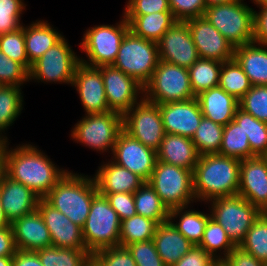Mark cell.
<instances>
[{
    "label": "cell",
    "instance_id": "cell-1",
    "mask_svg": "<svg viewBox=\"0 0 267 266\" xmlns=\"http://www.w3.org/2000/svg\"><path fill=\"white\" fill-rule=\"evenodd\" d=\"M9 144L6 141L2 145V172L40 198H44L68 171L55 165L35 145L23 143L9 149Z\"/></svg>",
    "mask_w": 267,
    "mask_h": 266
},
{
    "label": "cell",
    "instance_id": "cell-2",
    "mask_svg": "<svg viewBox=\"0 0 267 266\" xmlns=\"http://www.w3.org/2000/svg\"><path fill=\"white\" fill-rule=\"evenodd\" d=\"M241 160L219 154L199 157L193 171L196 201L238 195Z\"/></svg>",
    "mask_w": 267,
    "mask_h": 266
},
{
    "label": "cell",
    "instance_id": "cell-3",
    "mask_svg": "<svg viewBox=\"0 0 267 266\" xmlns=\"http://www.w3.org/2000/svg\"><path fill=\"white\" fill-rule=\"evenodd\" d=\"M97 193L94 177L68 170L44 199L82 228Z\"/></svg>",
    "mask_w": 267,
    "mask_h": 266
},
{
    "label": "cell",
    "instance_id": "cell-4",
    "mask_svg": "<svg viewBox=\"0 0 267 266\" xmlns=\"http://www.w3.org/2000/svg\"><path fill=\"white\" fill-rule=\"evenodd\" d=\"M204 17L234 48L253 42L254 9L244 0L208 6Z\"/></svg>",
    "mask_w": 267,
    "mask_h": 266
},
{
    "label": "cell",
    "instance_id": "cell-5",
    "mask_svg": "<svg viewBox=\"0 0 267 266\" xmlns=\"http://www.w3.org/2000/svg\"><path fill=\"white\" fill-rule=\"evenodd\" d=\"M121 221L106 196L99 192L93 197L90 212L82 227L86 249L93 254L102 249L119 246Z\"/></svg>",
    "mask_w": 267,
    "mask_h": 266
},
{
    "label": "cell",
    "instance_id": "cell-6",
    "mask_svg": "<svg viewBox=\"0 0 267 266\" xmlns=\"http://www.w3.org/2000/svg\"><path fill=\"white\" fill-rule=\"evenodd\" d=\"M147 182L169 210L196 202L191 170L157 160Z\"/></svg>",
    "mask_w": 267,
    "mask_h": 266
},
{
    "label": "cell",
    "instance_id": "cell-7",
    "mask_svg": "<svg viewBox=\"0 0 267 266\" xmlns=\"http://www.w3.org/2000/svg\"><path fill=\"white\" fill-rule=\"evenodd\" d=\"M159 60L157 42L136 36L129 30L112 66L144 86L151 79Z\"/></svg>",
    "mask_w": 267,
    "mask_h": 266
},
{
    "label": "cell",
    "instance_id": "cell-8",
    "mask_svg": "<svg viewBox=\"0 0 267 266\" xmlns=\"http://www.w3.org/2000/svg\"><path fill=\"white\" fill-rule=\"evenodd\" d=\"M194 97L188 69L162 60L144 85L143 98L155 104L187 101Z\"/></svg>",
    "mask_w": 267,
    "mask_h": 266
},
{
    "label": "cell",
    "instance_id": "cell-9",
    "mask_svg": "<svg viewBox=\"0 0 267 266\" xmlns=\"http://www.w3.org/2000/svg\"><path fill=\"white\" fill-rule=\"evenodd\" d=\"M129 30V24L124 16L115 26L102 24L88 28L83 34L82 42L79 43L81 51L86 54L88 60L80 57V62L93 67L112 65Z\"/></svg>",
    "mask_w": 267,
    "mask_h": 266
},
{
    "label": "cell",
    "instance_id": "cell-10",
    "mask_svg": "<svg viewBox=\"0 0 267 266\" xmlns=\"http://www.w3.org/2000/svg\"><path fill=\"white\" fill-rule=\"evenodd\" d=\"M210 203L211 218L226 231L231 241L239 246L261 211L240 195L215 198Z\"/></svg>",
    "mask_w": 267,
    "mask_h": 266
},
{
    "label": "cell",
    "instance_id": "cell-11",
    "mask_svg": "<svg viewBox=\"0 0 267 266\" xmlns=\"http://www.w3.org/2000/svg\"><path fill=\"white\" fill-rule=\"evenodd\" d=\"M74 126L70 134L74 141L97 152H112L123 130V115L114 111L86 114Z\"/></svg>",
    "mask_w": 267,
    "mask_h": 266
},
{
    "label": "cell",
    "instance_id": "cell-12",
    "mask_svg": "<svg viewBox=\"0 0 267 266\" xmlns=\"http://www.w3.org/2000/svg\"><path fill=\"white\" fill-rule=\"evenodd\" d=\"M71 48L63 37L32 64L29 81L72 84L76 67L80 63V56H77Z\"/></svg>",
    "mask_w": 267,
    "mask_h": 266
},
{
    "label": "cell",
    "instance_id": "cell-13",
    "mask_svg": "<svg viewBox=\"0 0 267 266\" xmlns=\"http://www.w3.org/2000/svg\"><path fill=\"white\" fill-rule=\"evenodd\" d=\"M123 130L157 151L165 136L158 104L142 99L123 115Z\"/></svg>",
    "mask_w": 267,
    "mask_h": 266
},
{
    "label": "cell",
    "instance_id": "cell-14",
    "mask_svg": "<svg viewBox=\"0 0 267 266\" xmlns=\"http://www.w3.org/2000/svg\"><path fill=\"white\" fill-rule=\"evenodd\" d=\"M98 68L101 70L110 111L124 115L143 99L144 86L136 79L112 65H102Z\"/></svg>",
    "mask_w": 267,
    "mask_h": 266
},
{
    "label": "cell",
    "instance_id": "cell-15",
    "mask_svg": "<svg viewBox=\"0 0 267 266\" xmlns=\"http://www.w3.org/2000/svg\"><path fill=\"white\" fill-rule=\"evenodd\" d=\"M112 160L116 164L136 173L146 182L150 179L157 162V151L122 130L112 150Z\"/></svg>",
    "mask_w": 267,
    "mask_h": 266
},
{
    "label": "cell",
    "instance_id": "cell-16",
    "mask_svg": "<svg viewBox=\"0 0 267 266\" xmlns=\"http://www.w3.org/2000/svg\"><path fill=\"white\" fill-rule=\"evenodd\" d=\"M157 44L160 60L186 69L200 58L185 21H176Z\"/></svg>",
    "mask_w": 267,
    "mask_h": 266
},
{
    "label": "cell",
    "instance_id": "cell-17",
    "mask_svg": "<svg viewBox=\"0 0 267 266\" xmlns=\"http://www.w3.org/2000/svg\"><path fill=\"white\" fill-rule=\"evenodd\" d=\"M185 22L200 58L220 62L233 59L235 48L204 16Z\"/></svg>",
    "mask_w": 267,
    "mask_h": 266
},
{
    "label": "cell",
    "instance_id": "cell-18",
    "mask_svg": "<svg viewBox=\"0 0 267 266\" xmlns=\"http://www.w3.org/2000/svg\"><path fill=\"white\" fill-rule=\"evenodd\" d=\"M71 86L76 88L86 114L110 111L101 70L80 62L75 70Z\"/></svg>",
    "mask_w": 267,
    "mask_h": 266
},
{
    "label": "cell",
    "instance_id": "cell-19",
    "mask_svg": "<svg viewBox=\"0 0 267 266\" xmlns=\"http://www.w3.org/2000/svg\"><path fill=\"white\" fill-rule=\"evenodd\" d=\"M238 195L267 212V159L254 156L241 160Z\"/></svg>",
    "mask_w": 267,
    "mask_h": 266
},
{
    "label": "cell",
    "instance_id": "cell-20",
    "mask_svg": "<svg viewBox=\"0 0 267 266\" xmlns=\"http://www.w3.org/2000/svg\"><path fill=\"white\" fill-rule=\"evenodd\" d=\"M166 134L191 138L202 120V111L196 97L187 101L158 104Z\"/></svg>",
    "mask_w": 267,
    "mask_h": 266
},
{
    "label": "cell",
    "instance_id": "cell-21",
    "mask_svg": "<svg viewBox=\"0 0 267 266\" xmlns=\"http://www.w3.org/2000/svg\"><path fill=\"white\" fill-rule=\"evenodd\" d=\"M37 209L49 230L52 246L58 248L86 249L82 228L73 223L62 212L40 198Z\"/></svg>",
    "mask_w": 267,
    "mask_h": 266
},
{
    "label": "cell",
    "instance_id": "cell-22",
    "mask_svg": "<svg viewBox=\"0 0 267 266\" xmlns=\"http://www.w3.org/2000/svg\"><path fill=\"white\" fill-rule=\"evenodd\" d=\"M0 200L4 214L12 224L20 217L37 209L40 197L30 188L0 174Z\"/></svg>",
    "mask_w": 267,
    "mask_h": 266
},
{
    "label": "cell",
    "instance_id": "cell-23",
    "mask_svg": "<svg viewBox=\"0 0 267 266\" xmlns=\"http://www.w3.org/2000/svg\"><path fill=\"white\" fill-rule=\"evenodd\" d=\"M11 226L19 251L36 252L52 246L49 230L38 209L15 220Z\"/></svg>",
    "mask_w": 267,
    "mask_h": 266
},
{
    "label": "cell",
    "instance_id": "cell-24",
    "mask_svg": "<svg viewBox=\"0 0 267 266\" xmlns=\"http://www.w3.org/2000/svg\"><path fill=\"white\" fill-rule=\"evenodd\" d=\"M99 193H134L146 181L112 160L98 166L93 176Z\"/></svg>",
    "mask_w": 267,
    "mask_h": 266
},
{
    "label": "cell",
    "instance_id": "cell-25",
    "mask_svg": "<svg viewBox=\"0 0 267 266\" xmlns=\"http://www.w3.org/2000/svg\"><path fill=\"white\" fill-rule=\"evenodd\" d=\"M202 115L226 126L235 117L239 101L221 87L216 86L196 95Z\"/></svg>",
    "mask_w": 267,
    "mask_h": 266
},
{
    "label": "cell",
    "instance_id": "cell-26",
    "mask_svg": "<svg viewBox=\"0 0 267 266\" xmlns=\"http://www.w3.org/2000/svg\"><path fill=\"white\" fill-rule=\"evenodd\" d=\"M199 153L191 138L176 134H165L160 148L157 150V160L191 170L195 169Z\"/></svg>",
    "mask_w": 267,
    "mask_h": 266
},
{
    "label": "cell",
    "instance_id": "cell-27",
    "mask_svg": "<svg viewBox=\"0 0 267 266\" xmlns=\"http://www.w3.org/2000/svg\"><path fill=\"white\" fill-rule=\"evenodd\" d=\"M153 241L158 255L166 266H173L194 245L169 220L158 224Z\"/></svg>",
    "mask_w": 267,
    "mask_h": 266
},
{
    "label": "cell",
    "instance_id": "cell-28",
    "mask_svg": "<svg viewBox=\"0 0 267 266\" xmlns=\"http://www.w3.org/2000/svg\"><path fill=\"white\" fill-rule=\"evenodd\" d=\"M233 58L252 86L267 85V45L251 42L235 48Z\"/></svg>",
    "mask_w": 267,
    "mask_h": 266
},
{
    "label": "cell",
    "instance_id": "cell-29",
    "mask_svg": "<svg viewBox=\"0 0 267 266\" xmlns=\"http://www.w3.org/2000/svg\"><path fill=\"white\" fill-rule=\"evenodd\" d=\"M63 37V34L59 33L48 21L43 19L31 22L27 26L24 24L25 49L29 63L32 65Z\"/></svg>",
    "mask_w": 267,
    "mask_h": 266
},
{
    "label": "cell",
    "instance_id": "cell-30",
    "mask_svg": "<svg viewBox=\"0 0 267 266\" xmlns=\"http://www.w3.org/2000/svg\"><path fill=\"white\" fill-rule=\"evenodd\" d=\"M188 207L189 206L170 209L169 221L187 240L194 245H199L204 235V229L211 218V213L207 214L204 213V211L188 209Z\"/></svg>",
    "mask_w": 267,
    "mask_h": 266
},
{
    "label": "cell",
    "instance_id": "cell-31",
    "mask_svg": "<svg viewBox=\"0 0 267 266\" xmlns=\"http://www.w3.org/2000/svg\"><path fill=\"white\" fill-rule=\"evenodd\" d=\"M130 30L141 38L158 42L177 21L172 12H155L140 16H124Z\"/></svg>",
    "mask_w": 267,
    "mask_h": 266
},
{
    "label": "cell",
    "instance_id": "cell-32",
    "mask_svg": "<svg viewBox=\"0 0 267 266\" xmlns=\"http://www.w3.org/2000/svg\"><path fill=\"white\" fill-rule=\"evenodd\" d=\"M22 87L0 85V141H8L5 131L22 113L24 100Z\"/></svg>",
    "mask_w": 267,
    "mask_h": 266
},
{
    "label": "cell",
    "instance_id": "cell-33",
    "mask_svg": "<svg viewBox=\"0 0 267 266\" xmlns=\"http://www.w3.org/2000/svg\"><path fill=\"white\" fill-rule=\"evenodd\" d=\"M43 266H91L92 254L87 249L45 247L36 251Z\"/></svg>",
    "mask_w": 267,
    "mask_h": 266
},
{
    "label": "cell",
    "instance_id": "cell-34",
    "mask_svg": "<svg viewBox=\"0 0 267 266\" xmlns=\"http://www.w3.org/2000/svg\"><path fill=\"white\" fill-rule=\"evenodd\" d=\"M133 195L138 215L150 218L158 224L169 220L170 210L148 182H145Z\"/></svg>",
    "mask_w": 267,
    "mask_h": 266
},
{
    "label": "cell",
    "instance_id": "cell-35",
    "mask_svg": "<svg viewBox=\"0 0 267 266\" xmlns=\"http://www.w3.org/2000/svg\"><path fill=\"white\" fill-rule=\"evenodd\" d=\"M233 120L247 134L251 153L254 156L267 155V123L253 117L240 107L237 108Z\"/></svg>",
    "mask_w": 267,
    "mask_h": 266
},
{
    "label": "cell",
    "instance_id": "cell-36",
    "mask_svg": "<svg viewBox=\"0 0 267 266\" xmlns=\"http://www.w3.org/2000/svg\"><path fill=\"white\" fill-rule=\"evenodd\" d=\"M222 62L199 58L189 69L190 85L194 95L218 86Z\"/></svg>",
    "mask_w": 267,
    "mask_h": 266
},
{
    "label": "cell",
    "instance_id": "cell-37",
    "mask_svg": "<svg viewBox=\"0 0 267 266\" xmlns=\"http://www.w3.org/2000/svg\"><path fill=\"white\" fill-rule=\"evenodd\" d=\"M158 223L141 215H134L121 221L119 245L126 247L134 242L153 239Z\"/></svg>",
    "mask_w": 267,
    "mask_h": 266
},
{
    "label": "cell",
    "instance_id": "cell-38",
    "mask_svg": "<svg viewBox=\"0 0 267 266\" xmlns=\"http://www.w3.org/2000/svg\"><path fill=\"white\" fill-rule=\"evenodd\" d=\"M219 155L244 160L254 157L248 142L247 134L234 120L224 126Z\"/></svg>",
    "mask_w": 267,
    "mask_h": 266
},
{
    "label": "cell",
    "instance_id": "cell-39",
    "mask_svg": "<svg viewBox=\"0 0 267 266\" xmlns=\"http://www.w3.org/2000/svg\"><path fill=\"white\" fill-rule=\"evenodd\" d=\"M199 246L217 261H223L236 247L222 226L212 218L209 219L204 229V235Z\"/></svg>",
    "mask_w": 267,
    "mask_h": 266
},
{
    "label": "cell",
    "instance_id": "cell-40",
    "mask_svg": "<svg viewBox=\"0 0 267 266\" xmlns=\"http://www.w3.org/2000/svg\"><path fill=\"white\" fill-rule=\"evenodd\" d=\"M218 86L238 101L252 87L247 75L234 58L222 62Z\"/></svg>",
    "mask_w": 267,
    "mask_h": 266
},
{
    "label": "cell",
    "instance_id": "cell-41",
    "mask_svg": "<svg viewBox=\"0 0 267 266\" xmlns=\"http://www.w3.org/2000/svg\"><path fill=\"white\" fill-rule=\"evenodd\" d=\"M224 126L202 117L192 141L199 155L219 154Z\"/></svg>",
    "mask_w": 267,
    "mask_h": 266
},
{
    "label": "cell",
    "instance_id": "cell-42",
    "mask_svg": "<svg viewBox=\"0 0 267 266\" xmlns=\"http://www.w3.org/2000/svg\"><path fill=\"white\" fill-rule=\"evenodd\" d=\"M252 254L267 266V213L263 212L246 233L245 239L238 246Z\"/></svg>",
    "mask_w": 267,
    "mask_h": 266
},
{
    "label": "cell",
    "instance_id": "cell-43",
    "mask_svg": "<svg viewBox=\"0 0 267 266\" xmlns=\"http://www.w3.org/2000/svg\"><path fill=\"white\" fill-rule=\"evenodd\" d=\"M0 51L30 71L32 65L25 49L24 25L18 30L0 36Z\"/></svg>",
    "mask_w": 267,
    "mask_h": 266
},
{
    "label": "cell",
    "instance_id": "cell-44",
    "mask_svg": "<svg viewBox=\"0 0 267 266\" xmlns=\"http://www.w3.org/2000/svg\"><path fill=\"white\" fill-rule=\"evenodd\" d=\"M239 107L267 123V85L252 86L239 100Z\"/></svg>",
    "mask_w": 267,
    "mask_h": 266
},
{
    "label": "cell",
    "instance_id": "cell-45",
    "mask_svg": "<svg viewBox=\"0 0 267 266\" xmlns=\"http://www.w3.org/2000/svg\"><path fill=\"white\" fill-rule=\"evenodd\" d=\"M24 10V0H0V36L22 27L21 16Z\"/></svg>",
    "mask_w": 267,
    "mask_h": 266
},
{
    "label": "cell",
    "instance_id": "cell-46",
    "mask_svg": "<svg viewBox=\"0 0 267 266\" xmlns=\"http://www.w3.org/2000/svg\"><path fill=\"white\" fill-rule=\"evenodd\" d=\"M29 82V71L0 51V85L23 86Z\"/></svg>",
    "mask_w": 267,
    "mask_h": 266
},
{
    "label": "cell",
    "instance_id": "cell-47",
    "mask_svg": "<svg viewBox=\"0 0 267 266\" xmlns=\"http://www.w3.org/2000/svg\"><path fill=\"white\" fill-rule=\"evenodd\" d=\"M92 266H136V263L127 247L119 245L94 252Z\"/></svg>",
    "mask_w": 267,
    "mask_h": 266
},
{
    "label": "cell",
    "instance_id": "cell-48",
    "mask_svg": "<svg viewBox=\"0 0 267 266\" xmlns=\"http://www.w3.org/2000/svg\"><path fill=\"white\" fill-rule=\"evenodd\" d=\"M126 247L132 254L136 266H166L158 255L153 239L134 242Z\"/></svg>",
    "mask_w": 267,
    "mask_h": 266
},
{
    "label": "cell",
    "instance_id": "cell-49",
    "mask_svg": "<svg viewBox=\"0 0 267 266\" xmlns=\"http://www.w3.org/2000/svg\"><path fill=\"white\" fill-rule=\"evenodd\" d=\"M169 8L177 21L203 17L206 9L204 0H168Z\"/></svg>",
    "mask_w": 267,
    "mask_h": 266
},
{
    "label": "cell",
    "instance_id": "cell-50",
    "mask_svg": "<svg viewBox=\"0 0 267 266\" xmlns=\"http://www.w3.org/2000/svg\"><path fill=\"white\" fill-rule=\"evenodd\" d=\"M122 16H140L155 12H171L168 0H128Z\"/></svg>",
    "mask_w": 267,
    "mask_h": 266
},
{
    "label": "cell",
    "instance_id": "cell-51",
    "mask_svg": "<svg viewBox=\"0 0 267 266\" xmlns=\"http://www.w3.org/2000/svg\"><path fill=\"white\" fill-rule=\"evenodd\" d=\"M106 196L110 206L116 211L120 221L136 215L134 195L132 193H100Z\"/></svg>",
    "mask_w": 267,
    "mask_h": 266
},
{
    "label": "cell",
    "instance_id": "cell-52",
    "mask_svg": "<svg viewBox=\"0 0 267 266\" xmlns=\"http://www.w3.org/2000/svg\"><path fill=\"white\" fill-rule=\"evenodd\" d=\"M218 261L199 245L193 247L173 266H214Z\"/></svg>",
    "mask_w": 267,
    "mask_h": 266
},
{
    "label": "cell",
    "instance_id": "cell-53",
    "mask_svg": "<svg viewBox=\"0 0 267 266\" xmlns=\"http://www.w3.org/2000/svg\"><path fill=\"white\" fill-rule=\"evenodd\" d=\"M227 266H266L252 254L236 246L223 260Z\"/></svg>",
    "mask_w": 267,
    "mask_h": 266
},
{
    "label": "cell",
    "instance_id": "cell-54",
    "mask_svg": "<svg viewBox=\"0 0 267 266\" xmlns=\"http://www.w3.org/2000/svg\"><path fill=\"white\" fill-rule=\"evenodd\" d=\"M259 9V12L254 10L253 42L267 45V7H259Z\"/></svg>",
    "mask_w": 267,
    "mask_h": 266
},
{
    "label": "cell",
    "instance_id": "cell-55",
    "mask_svg": "<svg viewBox=\"0 0 267 266\" xmlns=\"http://www.w3.org/2000/svg\"><path fill=\"white\" fill-rule=\"evenodd\" d=\"M16 251L12 226L0 228V257L14 256Z\"/></svg>",
    "mask_w": 267,
    "mask_h": 266
},
{
    "label": "cell",
    "instance_id": "cell-56",
    "mask_svg": "<svg viewBox=\"0 0 267 266\" xmlns=\"http://www.w3.org/2000/svg\"><path fill=\"white\" fill-rule=\"evenodd\" d=\"M12 266H43L36 252L17 250L13 256Z\"/></svg>",
    "mask_w": 267,
    "mask_h": 266
},
{
    "label": "cell",
    "instance_id": "cell-57",
    "mask_svg": "<svg viewBox=\"0 0 267 266\" xmlns=\"http://www.w3.org/2000/svg\"><path fill=\"white\" fill-rule=\"evenodd\" d=\"M11 224L9 223V221L7 220L5 214H4V211H3V208H2V205H1V200H0V228H3V227H7V226H10Z\"/></svg>",
    "mask_w": 267,
    "mask_h": 266
},
{
    "label": "cell",
    "instance_id": "cell-58",
    "mask_svg": "<svg viewBox=\"0 0 267 266\" xmlns=\"http://www.w3.org/2000/svg\"><path fill=\"white\" fill-rule=\"evenodd\" d=\"M206 7L211 6V5H217V4H227L231 3L237 0H204Z\"/></svg>",
    "mask_w": 267,
    "mask_h": 266
},
{
    "label": "cell",
    "instance_id": "cell-59",
    "mask_svg": "<svg viewBox=\"0 0 267 266\" xmlns=\"http://www.w3.org/2000/svg\"><path fill=\"white\" fill-rule=\"evenodd\" d=\"M13 256H1L0 257V266H12Z\"/></svg>",
    "mask_w": 267,
    "mask_h": 266
},
{
    "label": "cell",
    "instance_id": "cell-60",
    "mask_svg": "<svg viewBox=\"0 0 267 266\" xmlns=\"http://www.w3.org/2000/svg\"><path fill=\"white\" fill-rule=\"evenodd\" d=\"M251 1V0H250ZM254 2V3H253ZM252 3L257 7H267V0H252Z\"/></svg>",
    "mask_w": 267,
    "mask_h": 266
},
{
    "label": "cell",
    "instance_id": "cell-61",
    "mask_svg": "<svg viewBox=\"0 0 267 266\" xmlns=\"http://www.w3.org/2000/svg\"><path fill=\"white\" fill-rule=\"evenodd\" d=\"M2 145L3 142L0 141V174L2 173Z\"/></svg>",
    "mask_w": 267,
    "mask_h": 266
},
{
    "label": "cell",
    "instance_id": "cell-62",
    "mask_svg": "<svg viewBox=\"0 0 267 266\" xmlns=\"http://www.w3.org/2000/svg\"><path fill=\"white\" fill-rule=\"evenodd\" d=\"M214 266H227L223 261H218Z\"/></svg>",
    "mask_w": 267,
    "mask_h": 266
}]
</instances>
